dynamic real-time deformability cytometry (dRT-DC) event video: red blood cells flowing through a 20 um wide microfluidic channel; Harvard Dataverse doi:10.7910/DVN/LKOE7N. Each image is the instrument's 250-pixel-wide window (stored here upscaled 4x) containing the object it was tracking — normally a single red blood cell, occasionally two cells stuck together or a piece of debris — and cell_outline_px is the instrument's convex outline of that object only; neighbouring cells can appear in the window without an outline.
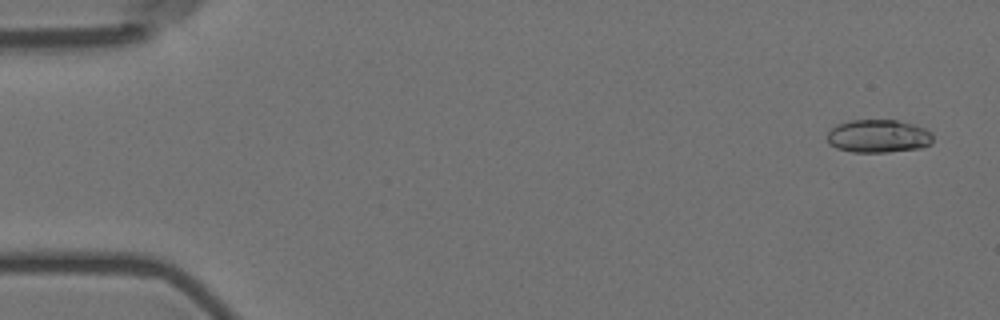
{"species": "Egyptian fruit bat (a non-hibernating species)", "species_latin": "Rousettus aegyptiacus", "temperature_condition": "room temperature", "stored_images_in_passage": 56, "camera_frame_rate_fps": 3000, "um_per_image_px": 0.085, "animal": {"sex": "female"}, "frame": {"image": 1, "passage_image": 3, "time_ms": 0.667, "image_size_px": [1000, 320], "cell_outline_px": [[932, 140], [928, 144], [920, 148], [888, 152], [852, 152], [836, 148], [828, 144], [828, 132], [836, 124], [848, 120], [896, 120], [912, 124], [924, 128], [932, 132]], "centroid_in_image_um": [74.62, 11.57], "position_along_channel_um": 10.4, "area_um2": 20.4}}
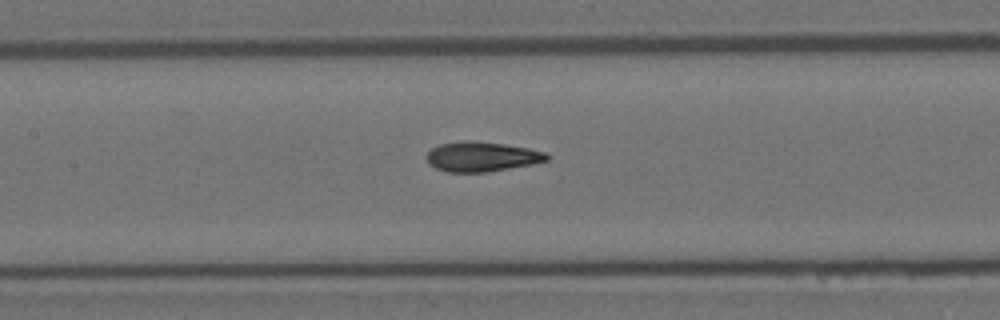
{"frame": {"image": 2, "passage_image": 27, "time_ms": 8.667, "image_size_px": [1000, 320], "cell_outline_px": [[548, 160], [532, 164], [484, 172], [448, 172], [436, 168], [428, 164], [428, 152], [432, 148], [440, 144], [464, 140], [468, 140], [504, 144], [528, 148], [544, 152], [548, 156]], "centroid_in_image_um": [40.92, 13.31], "position_along_channel_um": 166.5, "area_um2": 20.58}}
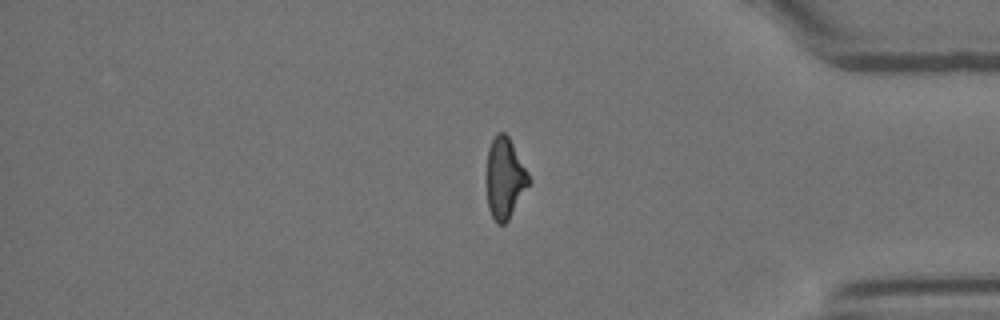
{"frame": {"image": 3, "passage_image": 48, "time_ms": 15.667, "image_size_px": [1000, 320], "cell_outline_px": [[528, 184], [508, 220], [504, 224], [496, 224], [488, 208], [488, 148], [496, 132], [504, 132], [508, 136], [528, 172]], "centroid_in_image_um": [42.89, 15.13], "position_along_channel_um": 392.3, "area_um2": 19.19}, "authors_computed_cell_mechanics": {"area_um2": 20.4612, "velocity_mm_per_s": 3.5829, "shape_relaxation_time_tau1_ms": 6.9163, "shape_relaxation_time_tau2_ms": 1.8748, "deformation_change_tau1": 0.1979, "deformation_change_tau2": 0.0823}}